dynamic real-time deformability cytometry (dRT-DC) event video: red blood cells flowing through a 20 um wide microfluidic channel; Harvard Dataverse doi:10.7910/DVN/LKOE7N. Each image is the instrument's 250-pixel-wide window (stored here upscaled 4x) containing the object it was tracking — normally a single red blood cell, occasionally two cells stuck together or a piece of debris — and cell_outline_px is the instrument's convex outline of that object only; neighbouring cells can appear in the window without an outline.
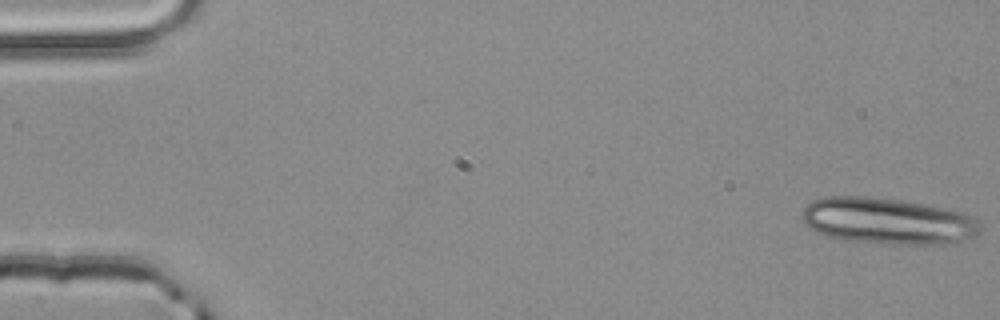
{"species": "common noctule bat (a hibernating species)", "species_latin": "Nyctalus noctula", "temperature_condition": "room temperature", "stored_images_in_passage": 5, "segment_of_instrument_passage": [1, 2], "camera_frame_rate_fps": 3000, "um_per_image_px": 0.085, "animal": {"sex": "male", "body_mass_g": 20.4}, "frame": {"image": 1, "passage_image": 1, "time_ms": 0.0, "image_size_px": [1000, 320], "cell_outline_px": [[980, 232], [976, 236], [944, 244], [888, 244], [852, 240], [828, 236], [816, 232], [800, 216], [804, 208], [812, 200], [824, 196], [868, 196], [900, 200], [964, 212], [972, 216], [980, 224]], "centroid_in_image_um": [75.46, 18.77], "position_along_channel_um": 9.5, "area_um2": 47.86}}